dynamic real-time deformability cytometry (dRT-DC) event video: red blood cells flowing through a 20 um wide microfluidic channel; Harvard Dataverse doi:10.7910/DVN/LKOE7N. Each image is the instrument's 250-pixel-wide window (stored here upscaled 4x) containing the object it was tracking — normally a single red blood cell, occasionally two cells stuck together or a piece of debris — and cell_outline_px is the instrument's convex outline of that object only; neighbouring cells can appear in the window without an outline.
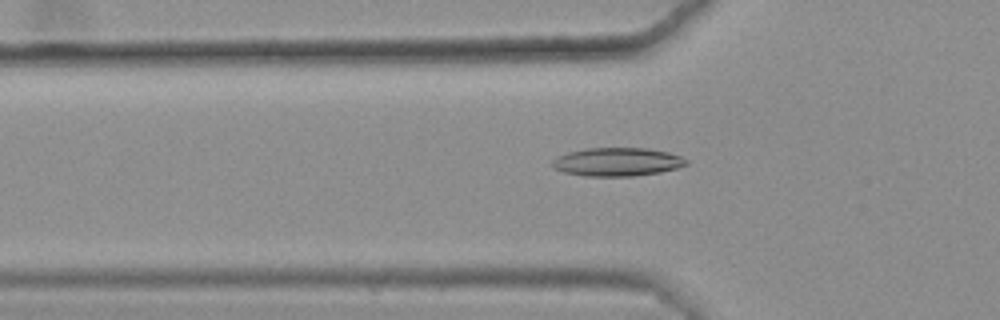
{"species": "common noctule bat (a hibernating species)", "species_latin": "Nyctalus noctula", "temperature_condition": "warm", "stored_images_in_passage": 49, "camera_frame_rate_fps": 3000, "um_per_image_px": 0.085, "animal": {"sex": "female", "body_mass_g": 25.1}, "frame": {"image": 1, "passage_image": 19, "time_ms": 6.0, "image_size_px": [1000, 320], "cell_outline_px": [[688, 164], [676, 168], [660, 172], [632, 176], [584, 176], [564, 172], [552, 168], [552, 160], [556, 156], [568, 152], [584, 148], [648, 148], [668, 152], [680, 156], [688, 160]], "centroid_in_image_um": [52.43, 13.75], "position_along_channel_um": 73.4, "area_um2": 22.31}}
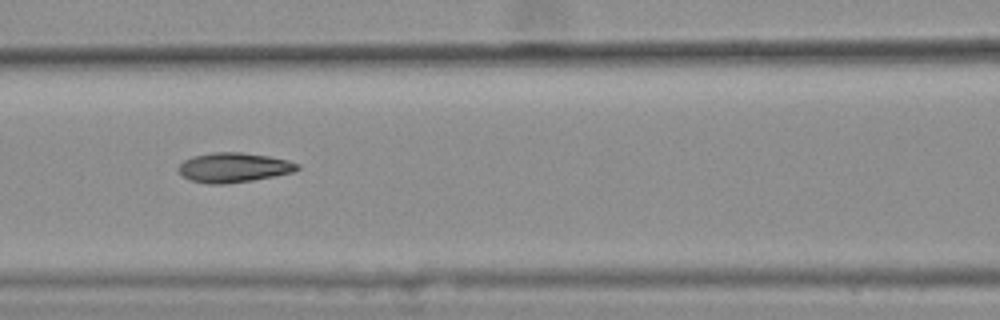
{"frame": {"image": 2, "passage_image": 25, "time_ms": 8.0, "image_size_px": [1000, 320], "cell_outline_px": [[300, 168], [292, 172], [252, 180], [224, 184], [208, 184], [192, 180], [184, 176], [176, 168], [184, 160], [192, 156], [212, 152], [240, 152], [268, 156], [288, 160], [300, 164]], "centroid_in_image_um": [19.85, 14.23], "position_along_channel_um": 146.8, "area_um2": 20.4}}
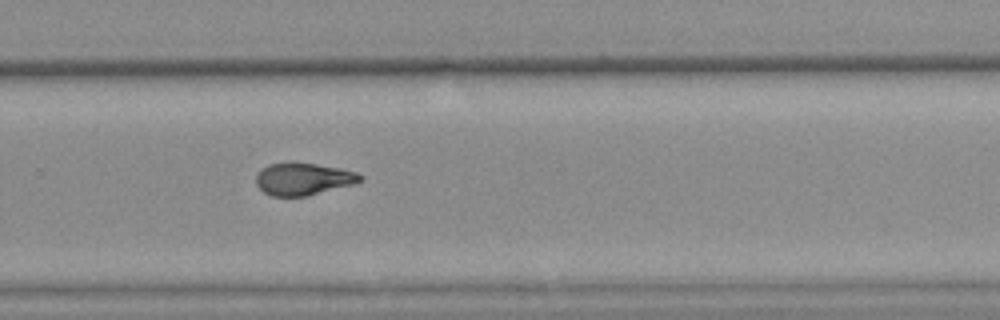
{"frame": {"image": 3, "passage_image": 38, "time_ms": 12.333, "image_size_px": [1000, 320], "cell_outline_px": [[364, 180], [352, 184], [304, 196], [272, 196], [264, 192], [256, 184], [256, 176], [268, 164], [292, 160], [340, 168], [356, 172], [364, 176]], "centroid_in_image_um": [25.77, 15.18], "position_along_channel_um": 304.0, "area_um2": 19.65}, "authors_computed_cell_mechanics": {"area_um2": 20.23, "velocity_mm_per_s": 3.6412, "shape_relaxation_time_tau1_ms": null, "shape_relaxation_time_tau2_ms": 2.3028, "deformation_change_tau1": null, "deformation_change_tau2": 0.086}}